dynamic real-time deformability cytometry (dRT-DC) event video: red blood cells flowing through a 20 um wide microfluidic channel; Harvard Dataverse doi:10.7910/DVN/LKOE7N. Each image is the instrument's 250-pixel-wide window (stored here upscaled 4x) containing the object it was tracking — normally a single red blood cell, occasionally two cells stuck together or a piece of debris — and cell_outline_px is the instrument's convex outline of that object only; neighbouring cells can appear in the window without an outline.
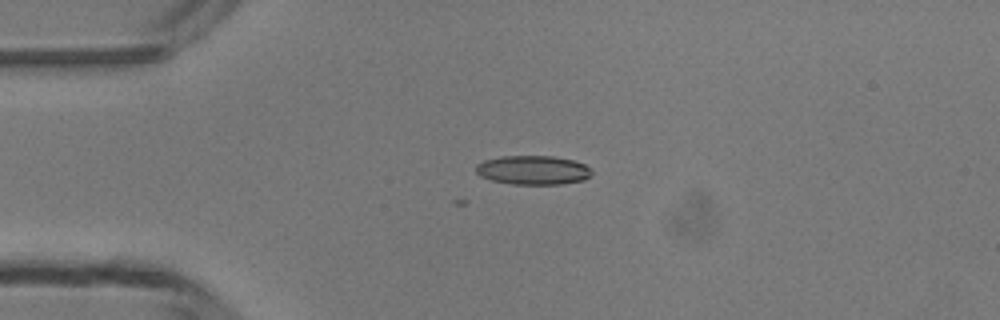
{"species": "common noctule bat (a hibernating species)", "species_latin": "Nyctalus noctula", "temperature_condition": "room temperature", "stored_images_in_passage": 2, "camera_frame_rate_fps": 3000, "um_per_image_px": 0.085, "animal": {"sex": "male", "body_mass_g": 13.3}, "frame": {"image": 1, "passage_image": 2, "time_ms": 0.333, "image_size_px": [1000, 320], "cell_outline_px": [[592, 176], [584, 180], [560, 184], [512, 184], [492, 180], [480, 176], [476, 172], [476, 164], [484, 160], [500, 156], [552, 156], [572, 160], [584, 164], [592, 168]], "centroid_in_image_um": [45.32, 14.45], "position_along_channel_um": 39.7, "area_um2": 19.71}}